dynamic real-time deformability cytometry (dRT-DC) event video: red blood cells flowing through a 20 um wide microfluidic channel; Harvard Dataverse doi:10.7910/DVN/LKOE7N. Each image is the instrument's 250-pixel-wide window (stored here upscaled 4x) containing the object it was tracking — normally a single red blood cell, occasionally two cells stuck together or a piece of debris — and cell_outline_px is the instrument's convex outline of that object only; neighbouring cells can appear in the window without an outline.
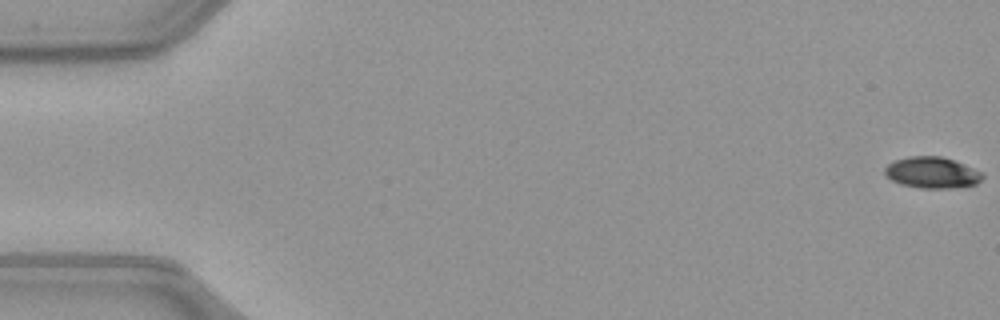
{"species": "common noctule bat (a hibernating species)", "species_latin": "Nyctalus noctula", "temperature_condition": "warm", "stored_images_in_passage": 17, "camera_frame_rate_fps": 3000, "um_per_image_px": 0.085, "animal": {"sex": "female", "body_mass_g": 21.9}, "frame": {"image": 1, "passage_image": 1, "time_ms": 0.0, "image_size_px": [1000, 320], "cell_outline_px": [[984, 176], [976, 184], [952, 188], [920, 188], [900, 184], [892, 180], [884, 172], [884, 168], [888, 164], [896, 160], [908, 156], [940, 156], [964, 164], [984, 172]], "centroid_in_image_um": [79.24, 14.67], "position_along_channel_um": 5.8, "area_um2": 17.74}}
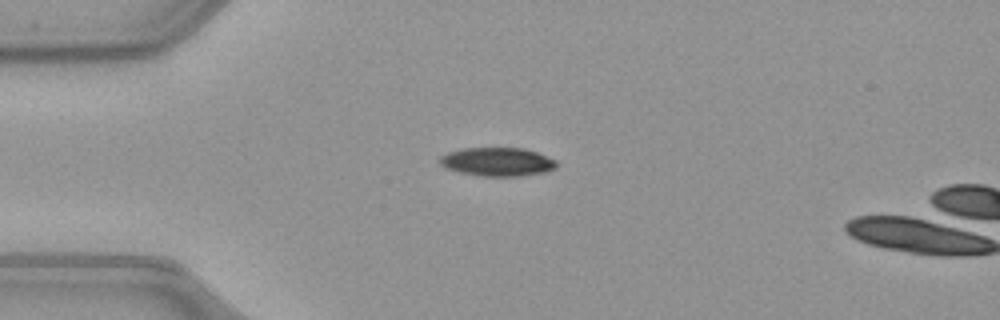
{"frame": {"image": 2, "passage_image": 14, "time_ms": 4.333, "image_size_px": [1000, 320], "cell_outline_px": [[556, 168], [544, 172], [520, 176], [484, 176], [460, 172], [444, 168], [440, 164], [440, 156], [448, 152], [464, 148], [524, 148], [536, 152], [556, 160]], "centroid_in_image_um": [42.26, 13.75], "position_along_channel_um": 42.7, "area_um2": 19.36}}